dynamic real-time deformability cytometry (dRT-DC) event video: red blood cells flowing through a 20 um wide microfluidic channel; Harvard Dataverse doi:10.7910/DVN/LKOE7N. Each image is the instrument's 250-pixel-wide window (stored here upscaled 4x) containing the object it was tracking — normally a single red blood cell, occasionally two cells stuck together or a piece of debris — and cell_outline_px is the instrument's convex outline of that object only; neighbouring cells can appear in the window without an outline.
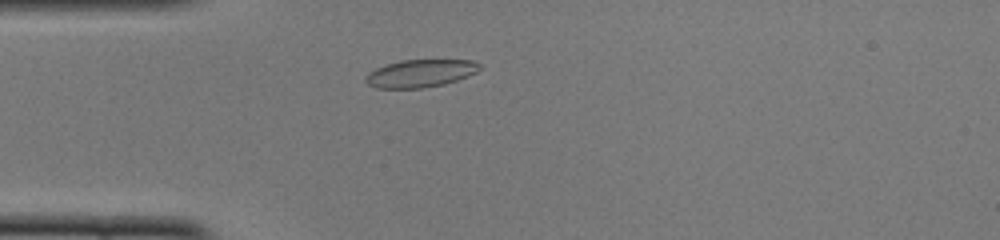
{"species": "common noctule bat (a hibernating species)", "species_latin": "Nyctalus noctula", "temperature_condition": "cold", "stored_images_in_passage": 44, "camera_frame_rate_fps": 3000, "um_per_image_px": 0.085, "animal": {"sex": "female", "body_mass_g": 22.0, "forearm_length_mm": 56.7}, "frame": {"image": 1, "passage_image": 7, "time_ms": 2.0, "image_size_px": [1000, 240], "cell_outline_px": [[480, 68], [476, 72], [468, 76], [444, 84], [424, 88], [376, 88], [368, 84], [364, 80], [364, 76], [368, 72], [376, 68], [400, 60], [476, 60], [480, 64]], "centroid_in_image_um": [35.71, 6.23], "position_along_channel_um": 49.3, "area_um2": 18.44}}
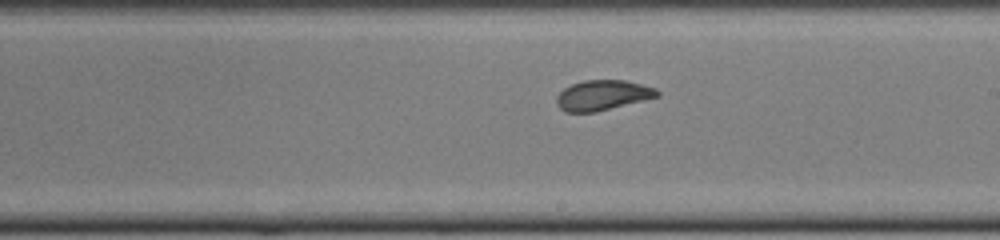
{"frame": {"image": 2, "passage_image": 22, "time_ms": 7.0, "image_size_px": [1000, 240], "cell_outline_px": [[660, 96], [596, 112], [564, 112], [556, 104], [556, 96], [564, 88], [572, 84], [584, 80], [624, 80], [656, 88], [660, 92]], "centroid_in_image_um": [51.21, 8.1], "position_along_channel_um": 237.8, "area_um2": 17.69}}
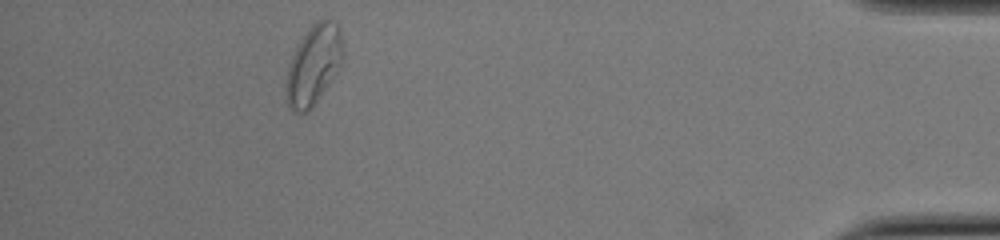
{"frame": {"image": 3, "passage_image": 39, "time_ms": 12.667, "image_size_px": [1000, 240], "cell_outline_px": [[344, 56], [340, 64], [316, 100], [304, 112], [296, 116], [288, 108], [284, 88], [288, 64], [296, 44], [308, 28], [316, 20], [328, 16], [340, 28]], "centroid_in_image_um": [26.6, 5.46], "position_along_channel_um": 408.6, "area_um2": 26.53}, "authors_computed_cell_mechanics": {"area_um2": 18.5538, "velocity_mm_per_s": 3.9765, "shape_relaxation_time_tau1_ms": 7.29, "shape_relaxation_time_tau2_ms": 0.9379, "deformation_change_tau1": 0.1616, "deformation_change_tau2": 0.0477}}